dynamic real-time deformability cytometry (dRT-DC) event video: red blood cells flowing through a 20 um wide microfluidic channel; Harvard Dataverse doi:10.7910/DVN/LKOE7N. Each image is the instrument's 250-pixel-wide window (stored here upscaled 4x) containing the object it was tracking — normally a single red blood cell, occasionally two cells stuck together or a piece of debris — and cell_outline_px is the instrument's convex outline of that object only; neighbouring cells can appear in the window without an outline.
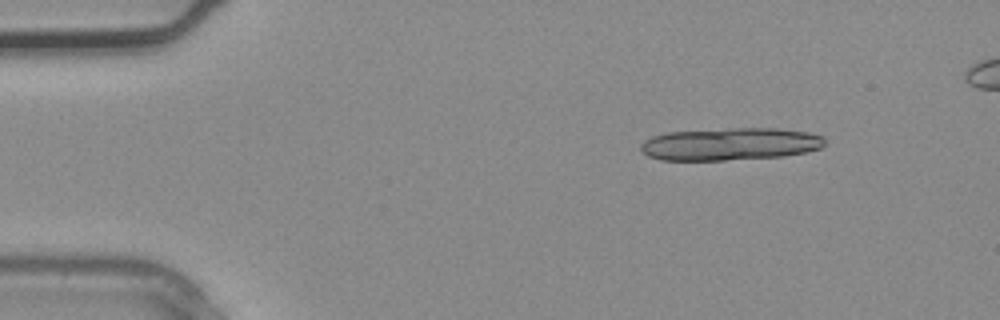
{"species": "common noctule bat (a hibernating species)", "species_latin": "Nyctalus noctula", "temperature_condition": "warm", "stored_images_in_passage": 3, "segment_of_instrument_passage": [2, 2], "camera_frame_rate_fps": 3000, "um_per_image_px": 0.085, "animal": {"sex": "male", "body_mass_g": 20.4}, "frame": {"image": 1, "passage_image": 3, "time_ms": 0.667, "image_size_px": [1000, 320], "cell_outline_px": [[824, 144], [820, 148], [808, 152], [784, 156], [724, 160], [660, 160], [648, 156], [640, 148], [640, 144], [644, 140], [652, 136], [668, 132], [728, 128], [776, 128], [808, 132], [824, 136]], "centroid_in_image_um": [62.06, 12.24], "position_along_channel_um": 22.9, "area_um2": 35.03}}